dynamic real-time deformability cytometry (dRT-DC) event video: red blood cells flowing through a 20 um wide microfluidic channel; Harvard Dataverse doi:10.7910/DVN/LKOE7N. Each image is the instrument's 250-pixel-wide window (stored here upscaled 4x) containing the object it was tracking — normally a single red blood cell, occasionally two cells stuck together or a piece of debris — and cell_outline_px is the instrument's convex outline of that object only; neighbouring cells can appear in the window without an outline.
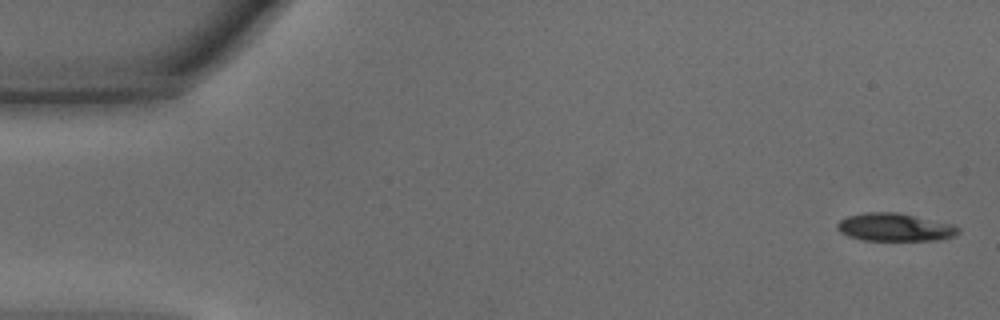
{"species": "common noctule bat (a hibernating species)", "species_latin": "Nyctalus noctula", "temperature_condition": "warm", "stored_images_in_passage": 45, "camera_frame_rate_fps": 3000, "um_per_image_px": 0.085, "animal": {"sex": "male", "body_mass_g": 15.6}, "frame": {"image": 1, "passage_image": 1, "time_ms": 0.0, "image_size_px": [1000, 320], "cell_outline_px": [[960, 232], [956, 236], [940, 240], [860, 240], [848, 236], [840, 232], [836, 228], [836, 224], [840, 220], [848, 216], [864, 212], [896, 212], [916, 216], [952, 224], [960, 228]], "centroid_in_image_um": [76.06, 19.32], "position_along_channel_um": 8.9, "area_um2": 19.83}}
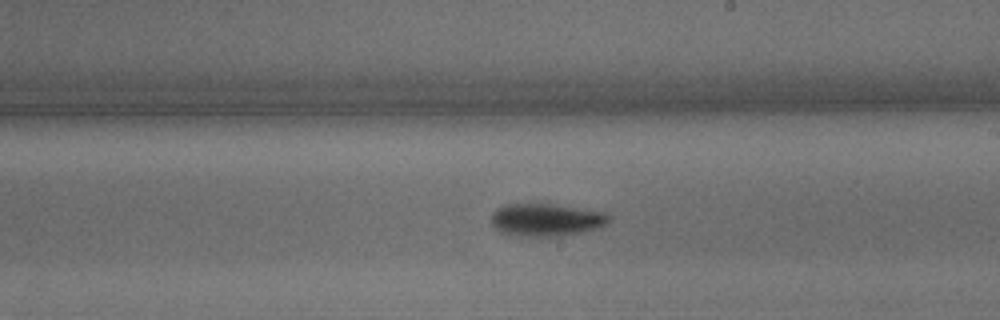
{"frame": {"image": 2, "passage_image": 26, "time_ms": 8.333, "image_size_px": [1000, 320], "cell_outline_px": [[612, 216], [600, 228], [584, 232], [556, 236], [516, 236], [500, 232], [492, 224], [492, 212], [496, 208], [504, 204], [536, 200], [548, 200], [608, 212]], "centroid_in_image_um": [46.45, 18.59], "position_along_channel_um": 242.5, "area_um2": 24.1}}
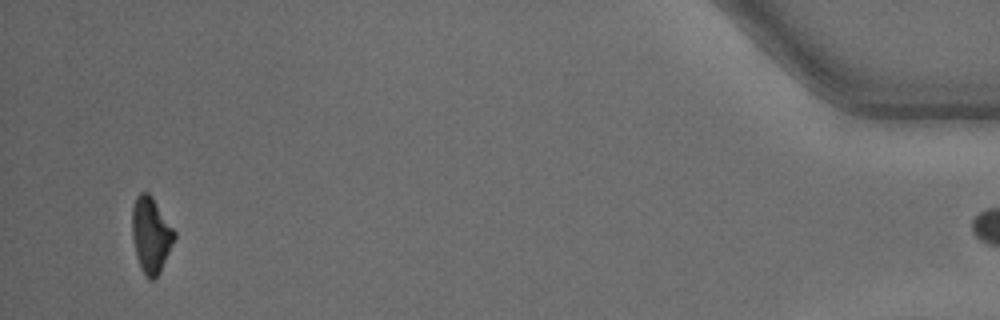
{"frame": {"image": 3, "passage_image": 44, "time_ms": 14.333, "image_size_px": [1000, 320], "cell_outline_px": [[176, 236], [160, 272], [152, 280], [148, 280], [140, 264], [136, 252], [132, 236], [132, 204], [136, 196], [140, 192], [148, 192], [152, 196], [176, 232]], "centroid_in_image_um": [12.83, 19.92], "position_along_channel_um": 422.4, "area_um2": 18.44}, "authors_computed_cell_mechanics": {"area_um2": 20.4612, "velocity_mm_per_s": 4.3597, "shape_relaxation_time_tau1_ms": 1.7434, "shape_relaxation_time_tau2_ms": null, "deformation_change_tau1": 0.1266, "deformation_change_tau2": null}}